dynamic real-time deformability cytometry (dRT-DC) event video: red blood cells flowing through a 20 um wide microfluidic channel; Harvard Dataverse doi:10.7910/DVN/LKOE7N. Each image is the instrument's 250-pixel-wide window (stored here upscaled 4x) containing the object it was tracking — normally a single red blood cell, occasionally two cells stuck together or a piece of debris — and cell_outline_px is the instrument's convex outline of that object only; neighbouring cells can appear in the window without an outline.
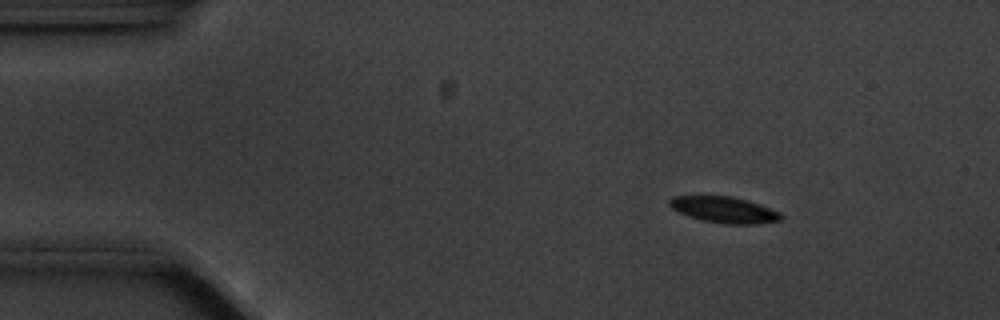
{"species": "common noctule bat (a hibernating species)", "species_latin": "Nyctalus noctula", "temperature_condition": "cold", "stored_images_in_passage": 52, "camera_frame_rate_fps": 3000, "um_per_image_px": 0.085, "animal": {"sex": "male", "body_mass_g": 20.1, "forearm_length_mm": 53.5}, "frame": {"image": 1, "passage_image": 3, "time_ms": 0.667, "image_size_px": [1000, 320], "cell_outline_px": [[784, 216], [780, 220], [756, 224], [724, 224], [704, 220], [688, 216], [672, 208], [668, 204], [668, 200], [672, 196], [732, 196], [748, 200], [760, 204], [780, 212]], "centroid_in_image_um": [61.57, 17.82], "position_along_channel_um": 23.4, "area_um2": 16.99}}
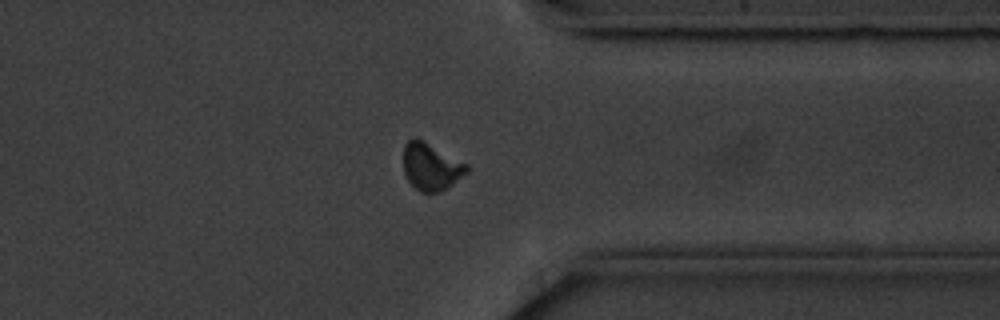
{"frame": {"image": 2, "passage_image": 39, "time_ms": 12.667, "image_size_px": [1000, 320], "cell_outline_px": [[468, 172], [452, 184], [440, 192], [420, 192], [408, 180], [404, 172], [404, 144], [412, 136], [416, 136], [468, 164]], "centroid_in_image_um": [36.63, 14.14], "position_along_channel_um": 374.8, "area_um2": 17.46}}
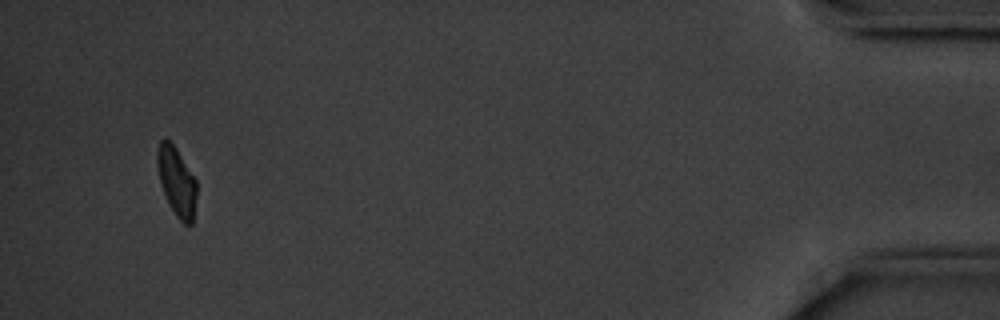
{"frame": {"image": 3, "passage_image": 49, "time_ms": 16.0, "image_size_px": [1000, 320], "cell_outline_px": [[196, 196], [192, 224], [184, 224], [176, 216], [168, 204], [160, 180], [156, 164], [156, 152], [160, 140], [164, 136], [176, 148], [196, 180]], "centroid_in_image_um": [14.99, 15.4], "position_along_channel_um": 420.2, "area_um2": 15.72}, "authors_computed_cell_mechanics": {"area_um2": 17.1377, "velocity_mm_per_s": 3.5335, "shape_relaxation_time_tau1_ms": 2.1601, "shape_relaxation_time_tau2_ms": null, "deformation_change_tau1": 0.1018, "deformation_change_tau2": null}}